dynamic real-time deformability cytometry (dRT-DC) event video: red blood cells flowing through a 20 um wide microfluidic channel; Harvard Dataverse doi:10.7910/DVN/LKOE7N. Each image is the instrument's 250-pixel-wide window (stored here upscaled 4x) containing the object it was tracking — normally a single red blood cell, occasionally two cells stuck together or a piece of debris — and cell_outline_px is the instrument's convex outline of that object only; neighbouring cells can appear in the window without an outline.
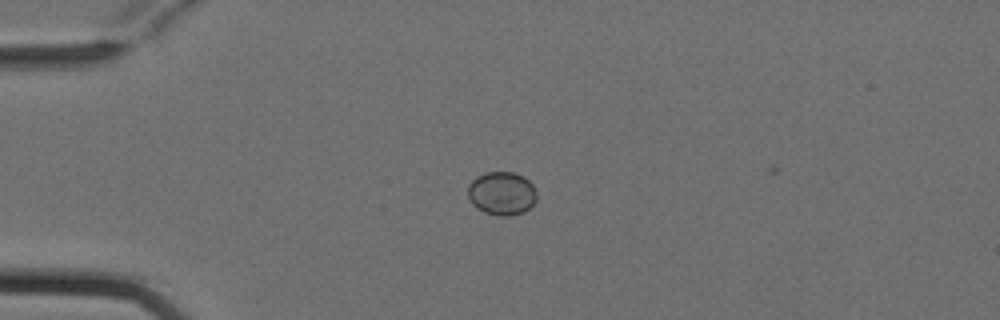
{"species": "Egyptian fruit bat (a non-hibernating species)", "species_latin": "Rousettus aegyptiacus", "temperature_condition": "cold", "stored_images_in_passage": 4, "camera_frame_rate_fps": 3000, "um_per_image_px": 0.085, "animal": {"sex": "female"}, "frame": {"image": 1, "passage_image": 4, "time_ms": 1.0, "image_size_px": [1000, 320], "cell_outline_px": [[536, 200], [524, 212], [508, 216], [500, 216], [484, 212], [472, 204], [468, 196], [468, 184], [476, 176], [484, 172], [512, 172], [524, 176], [532, 184], [536, 192]], "centroid_in_image_um": [42.63, 16.42], "position_along_channel_um": 42.4, "area_um2": 17.46}}